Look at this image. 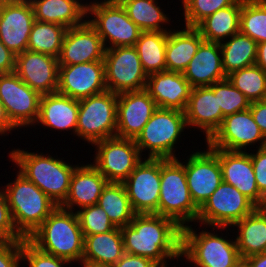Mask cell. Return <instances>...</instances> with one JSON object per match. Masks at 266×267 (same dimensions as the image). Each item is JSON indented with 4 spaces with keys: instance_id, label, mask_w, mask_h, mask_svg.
<instances>
[{
    "instance_id": "cell-35",
    "label": "cell",
    "mask_w": 266,
    "mask_h": 267,
    "mask_svg": "<svg viewBox=\"0 0 266 267\" xmlns=\"http://www.w3.org/2000/svg\"><path fill=\"white\" fill-rule=\"evenodd\" d=\"M168 32H141L134 47L147 75L166 71L165 51Z\"/></svg>"
},
{
    "instance_id": "cell-47",
    "label": "cell",
    "mask_w": 266,
    "mask_h": 267,
    "mask_svg": "<svg viewBox=\"0 0 266 267\" xmlns=\"http://www.w3.org/2000/svg\"><path fill=\"white\" fill-rule=\"evenodd\" d=\"M114 267H160L153 260L139 255L124 253Z\"/></svg>"
},
{
    "instance_id": "cell-45",
    "label": "cell",
    "mask_w": 266,
    "mask_h": 267,
    "mask_svg": "<svg viewBox=\"0 0 266 267\" xmlns=\"http://www.w3.org/2000/svg\"><path fill=\"white\" fill-rule=\"evenodd\" d=\"M22 240L0 241V267H20Z\"/></svg>"
},
{
    "instance_id": "cell-23",
    "label": "cell",
    "mask_w": 266,
    "mask_h": 267,
    "mask_svg": "<svg viewBox=\"0 0 266 267\" xmlns=\"http://www.w3.org/2000/svg\"><path fill=\"white\" fill-rule=\"evenodd\" d=\"M192 88L183 73L163 71L148 75L145 89L157 107L184 112Z\"/></svg>"
},
{
    "instance_id": "cell-13",
    "label": "cell",
    "mask_w": 266,
    "mask_h": 267,
    "mask_svg": "<svg viewBox=\"0 0 266 267\" xmlns=\"http://www.w3.org/2000/svg\"><path fill=\"white\" fill-rule=\"evenodd\" d=\"M41 96L15 72L0 74V100L10 122L18 130L34 126L39 116Z\"/></svg>"
},
{
    "instance_id": "cell-22",
    "label": "cell",
    "mask_w": 266,
    "mask_h": 267,
    "mask_svg": "<svg viewBox=\"0 0 266 267\" xmlns=\"http://www.w3.org/2000/svg\"><path fill=\"white\" fill-rule=\"evenodd\" d=\"M188 129L198 128L206 142L220 127L223 121L217 96L209 86L193 87L184 111ZM205 133V134H204Z\"/></svg>"
},
{
    "instance_id": "cell-56",
    "label": "cell",
    "mask_w": 266,
    "mask_h": 267,
    "mask_svg": "<svg viewBox=\"0 0 266 267\" xmlns=\"http://www.w3.org/2000/svg\"><path fill=\"white\" fill-rule=\"evenodd\" d=\"M91 267H114V265H102V264H98V265H91Z\"/></svg>"
},
{
    "instance_id": "cell-27",
    "label": "cell",
    "mask_w": 266,
    "mask_h": 267,
    "mask_svg": "<svg viewBox=\"0 0 266 267\" xmlns=\"http://www.w3.org/2000/svg\"><path fill=\"white\" fill-rule=\"evenodd\" d=\"M183 75L192 87L211 86L227 79L222 67L220 43L203 41Z\"/></svg>"
},
{
    "instance_id": "cell-29",
    "label": "cell",
    "mask_w": 266,
    "mask_h": 267,
    "mask_svg": "<svg viewBox=\"0 0 266 267\" xmlns=\"http://www.w3.org/2000/svg\"><path fill=\"white\" fill-rule=\"evenodd\" d=\"M34 10L35 20L54 23L71 28L86 21L85 0H29Z\"/></svg>"
},
{
    "instance_id": "cell-3",
    "label": "cell",
    "mask_w": 266,
    "mask_h": 267,
    "mask_svg": "<svg viewBox=\"0 0 266 267\" xmlns=\"http://www.w3.org/2000/svg\"><path fill=\"white\" fill-rule=\"evenodd\" d=\"M27 239L41 251L72 265L82 262L84 236L74 211L58 206Z\"/></svg>"
},
{
    "instance_id": "cell-38",
    "label": "cell",
    "mask_w": 266,
    "mask_h": 267,
    "mask_svg": "<svg viewBox=\"0 0 266 267\" xmlns=\"http://www.w3.org/2000/svg\"><path fill=\"white\" fill-rule=\"evenodd\" d=\"M227 79L250 102L266 99V72L256 64L230 73Z\"/></svg>"
},
{
    "instance_id": "cell-31",
    "label": "cell",
    "mask_w": 266,
    "mask_h": 267,
    "mask_svg": "<svg viewBox=\"0 0 266 267\" xmlns=\"http://www.w3.org/2000/svg\"><path fill=\"white\" fill-rule=\"evenodd\" d=\"M231 228H237L234 239L241 258L246 259L266 251V216L257 209L234 223Z\"/></svg>"
},
{
    "instance_id": "cell-5",
    "label": "cell",
    "mask_w": 266,
    "mask_h": 267,
    "mask_svg": "<svg viewBox=\"0 0 266 267\" xmlns=\"http://www.w3.org/2000/svg\"><path fill=\"white\" fill-rule=\"evenodd\" d=\"M17 232L27 239L58 207L44 192L17 171L14 181L2 186Z\"/></svg>"
},
{
    "instance_id": "cell-7",
    "label": "cell",
    "mask_w": 266,
    "mask_h": 267,
    "mask_svg": "<svg viewBox=\"0 0 266 267\" xmlns=\"http://www.w3.org/2000/svg\"><path fill=\"white\" fill-rule=\"evenodd\" d=\"M187 128L183 111L158 107L135 143L145 158L147 150V158L177 159V142L182 140L181 135Z\"/></svg>"
},
{
    "instance_id": "cell-18",
    "label": "cell",
    "mask_w": 266,
    "mask_h": 267,
    "mask_svg": "<svg viewBox=\"0 0 266 267\" xmlns=\"http://www.w3.org/2000/svg\"><path fill=\"white\" fill-rule=\"evenodd\" d=\"M105 91L104 61L59 65L57 93L80 100Z\"/></svg>"
},
{
    "instance_id": "cell-2",
    "label": "cell",
    "mask_w": 266,
    "mask_h": 267,
    "mask_svg": "<svg viewBox=\"0 0 266 267\" xmlns=\"http://www.w3.org/2000/svg\"><path fill=\"white\" fill-rule=\"evenodd\" d=\"M14 163L28 180L34 183L52 201L60 206L66 199L72 174L79 165L70 164L65 158L52 157L49 153L29 152L22 148H12L8 153Z\"/></svg>"
},
{
    "instance_id": "cell-55",
    "label": "cell",
    "mask_w": 266,
    "mask_h": 267,
    "mask_svg": "<svg viewBox=\"0 0 266 267\" xmlns=\"http://www.w3.org/2000/svg\"><path fill=\"white\" fill-rule=\"evenodd\" d=\"M233 267H249L246 259L241 258Z\"/></svg>"
},
{
    "instance_id": "cell-25",
    "label": "cell",
    "mask_w": 266,
    "mask_h": 267,
    "mask_svg": "<svg viewBox=\"0 0 266 267\" xmlns=\"http://www.w3.org/2000/svg\"><path fill=\"white\" fill-rule=\"evenodd\" d=\"M219 163L222 169L223 181L236 187L257 205L262 195L257 188L249 151L242 152L219 149Z\"/></svg>"
},
{
    "instance_id": "cell-30",
    "label": "cell",
    "mask_w": 266,
    "mask_h": 267,
    "mask_svg": "<svg viewBox=\"0 0 266 267\" xmlns=\"http://www.w3.org/2000/svg\"><path fill=\"white\" fill-rule=\"evenodd\" d=\"M84 236L83 264L114 265L124 255L123 237L120 227L107 233Z\"/></svg>"
},
{
    "instance_id": "cell-8",
    "label": "cell",
    "mask_w": 266,
    "mask_h": 267,
    "mask_svg": "<svg viewBox=\"0 0 266 267\" xmlns=\"http://www.w3.org/2000/svg\"><path fill=\"white\" fill-rule=\"evenodd\" d=\"M118 94L111 91L79 100L76 137L93 144L116 136Z\"/></svg>"
},
{
    "instance_id": "cell-40",
    "label": "cell",
    "mask_w": 266,
    "mask_h": 267,
    "mask_svg": "<svg viewBox=\"0 0 266 267\" xmlns=\"http://www.w3.org/2000/svg\"><path fill=\"white\" fill-rule=\"evenodd\" d=\"M209 87L217 96L218 108H221L223 117L250 108V100L228 79L216 82Z\"/></svg>"
},
{
    "instance_id": "cell-32",
    "label": "cell",
    "mask_w": 266,
    "mask_h": 267,
    "mask_svg": "<svg viewBox=\"0 0 266 267\" xmlns=\"http://www.w3.org/2000/svg\"><path fill=\"white\" fill-rule=\"evenodd\" d=\"M242 0L220 9L202 20L195 28L204 41L221 43L240 32Z\"/></svg>"
},
{
    "instance_id": "cell-41",
    "label": "cell",
    "mask_w": 266,
    "mask_h": 267,
    "mask_svg": "<svg viewBox=\"0 0 266 267\" xmlns=\"http://www.w3.org/2000/svg\"><path fill=\"white\" fill-rule=\"evenodd\" d=\"M237 0H185L182 3L184 24L187 27H196L206 17L216 11L233 5Z\"/></svg>"
},
{
    "instance_id": "cell-9",
    "label": "cell",
    "mask_w": 266,
    "mask_h": 267,
    "mask_svg": "<svg viewBox=\"0 0 266 267\" xmlns=\"http://www.w3.org/2000/svg\"><path fill=\"white\" fill-rule=\"evenodd\" d=\"M91 146L96 150L91 164L108 183H123L144 157L133 139L115 136Z\"/></svg>"
},
{
    "instance_id": "cell-11",
    "label": "cell",
    "mask_w": 266,
    "mask_h": 267,
    "mask_svg": "<svg viewBox=\"0 0 266 267\" xmlns=\"http://www.w3.org/2000/svg\"><path fill=\"white\" fill-rule=\"evenodd\" d=\"M86 20L100 35L106 49L134 46L142 32L122 6L87 4Z\"/></svg>"
},
{
    "instance_id": "cell-17",
    "label": "cell",
    "mask_w": 266,
    "mask_h": 267,
    "mask_svg": "<svg viewBox=\"0 0 266 267\" xmlns=\"http://www.w3.org/2000/svg\"><path fill=\"white\" fill-rule=\"evenodd\" d=\"M35 21L29 0L0 2V41L16 56L27 50Z\"/></svg>"
},
{
    "instance_id": "cell-52",
    "label": "cell",
    "mask_w": 266,
    "mask_h": 267,
    "mask_svg": "<svg viewBox=\"0 0 266 267\" xmlns=\"http://www.w3.org/2000/svg\"><path fill=\"white\" fill-rule=\"evenodd\" d=\"M249 267H266V251L246 258Z\"/></svg>"
},
{
    "instance_id": "cell-51",
    "label": "cell",
    "mask_w": 266,
    "mask_h": 267,
    "mask_svg": "<svg viewBox=\"0 0 266 267\" xmlns=\"http://www.w3.org/2000/svg\"><path fill=\"white\" fill-rule=\"evenodd\" d=\"M255 64L266 72V42L257 44V58Z\"/></svg>"
},
{
    "instance_id": "cell-37",
    "label": "cell",
    "mask_w": 266,
    "mask_h": 267,
    "mask_svg": "<svg viewBox=\"0 0 266 267\" xmlns=\"http://www.w3.org/2000/svg\"><path fill=\"white\" fill-rule=\"evenodd\" d=\"M66 31L62 25L35 20L27 50L58 58Z\"/></svg>"
},
{
    "instance_id": "cell-19",
    "label": "cell",
    "mask_w": 266,
    "mask_h": 267,
    "mask_svg": "<svg viewBox=\"0 0 266 267\" xmlns=\"http://www.w3.org/2000/svg\"><path fill=\"white\" fill-rule=\"evenodd\" d=\"M157 108L146 89L118 94L116 136L135 140Z\"/></svg>"
},
{
    "instance_id": "cell-46",
    "label": "cell",
    "mask_w": 266,
    "mask_h": 267,
    "mask_svg": "<svg viewBox=\"0 0 266 267\" xmlns=\"http://www.w3.org/2000/svg\"><path fill=\"white\" fill-rule=\"evenodd\" d=\"M250 153L257 188L261 195L266 193V146L259 149H251ZM255 152V153H254Z\"/></svg>"
},
{
    "instance_id": "cell-34",
    "label": "cell",
    "mask_w": 266,
    "mask_h": 267,
    "mask_svg": "<svg viewBox=\"0 0 266 267\" xmlns=\"http://www.w3.org/2000/svg\"><path fill=\"white\" fill-rule=\"evenodd\" d=\"M158 0H131L122 7L128 17L139 27L142 32L162 31L169 32L172 27L171 17L159 5ZM164 25V26H163ZM168 25L167 27H165Z\"/></svg>"
},
{
    "instance_id": "cell-49",
    "label": "cell",
    "mask_w": 266,
    "mask_h": 267,
    "mask_svg": "<svg viewBox=\"0 0 266 267\" xmlns=\"http://www.w3.org/2000/svg\"><path fill=\"white\" fill-rule=\"evenodd\" d=\"M16 55L0 41V74L15 71Z\"/></svg>"
},
{
    "instance_id": "cell-42",
    "label": "cell",
    "mask_w": 266,
    "mask_h": 267,
    "mask_svg": "<svg viewBox=\"0 0 266 267\" xmlns=\"http://www.w3.org/2000/svg\"><path fill=\"white\" fill-rule=\"evenodd\" d=\"M76 214L83 235L107 233L116 228L98 204L84 207L76 211Z\"/></svg>"
},
{
    "instance_id": "cell-33",
    "label": "cell",
    "mask_w": 266,
    "mask_h": 267,
    "mask_svg": "<svg viewBox=\"0 0 266 267\" xmlns=\"http://www.w3.org/2000/svg\"><path fill=\"white\" fill-rule=\"evenodd\" d=\"M220 48L222 67L226 76L256 62L257 42L241 32L221 42Z\"/></svg>"
},
{
    "instance_id": "cell-28",
    "label": "cell",
    "mask_w": 266,
    "mask_h": 267,
    "mask_svg": "<svg viewBox=\"0 0 266 267\" xmlns=\"http://www.w3.org/2000/svg\"><path fill=\"white\" fill-rule=\"evenodd\" d=\"M175 27L179 28V25L168 32L165 51L166 71L183 73L204 39L195 27L183 28L182 25L181 30Z\"/></svg>"
},
{
    "instance_id": "cell-21",
    "label": "cell",
    "mask_w": 266,
    "mask_h": 267,
    "mask_svg": "<svg viewBox=\"0 0 266 267\" xmlns=\"http://www.w3.org/2000/svg\"><path fill=\"white\" fill-rule=\"evenodd\" d=\"M105 46L97 31L86 20L68 28L58 57L59 65L104 61Z\"/></svg>"
},
{
    "instance_id": "cell-43",
    "label": "cell",
    "mask_w": 266,
    "mask_h": 267,
    "mask_svg": "<svg viewBox=\"0 0 266 267\" xmlns=\"http://www.w3.org/2000/svg\"><path fill=\"white\" fill-rule=\"evenodd\" d=\"M29 267H72V262L58 258L35 247L28 239L22 240L21 264Z\"/></svg>"
},
{
    "instance_id": "cell-50",
    "label": "cell",
    "mask_w": 266,
    "mask_h": 267,
    "mask_svg": "<svg viewBox=\"0 0 266 267\" xmlns=\"http://www.w3.org/2000/svg\"><path fill=\"white\" fill-rule=\"evenodd\" d=\"M17 130L18 129L10 122L4 105L0 100V136L1 138L4 136H9V133L12 134V131Z\"/></svg>"
},
{
    "instance_id": "cell-4",
    "label": "cell",
    "mask_w": 266,
    "mask_h": 267,
    "mask_svg": "<svg viewBox=\"0 0 266 267\" xmlns=\"http://www.w3.org/2000/svg\"><path fill=\"white\" fill-rule=\"evenodd\" d=\"M195 227L196 225L193 228L192 224L182 227L181 262L186 258L185 264L189 262L192 266L194 264V267H233L241 259L235 239L223 237L224 233H220L223 230L231 232L232 228L214 226L202 228L203 226L199 224L198 229L201 227L202 231L197 232ZM208 228L211 231H208Z\"/></svg>"
},
{
    "instance_id": "cell-12",
    "label": "cell",
    "mask_w": 266,
    "mask_h": 267,
    "mask_svg": "<svg viewBox=\"0 0 266 267\" xmlns=\"http://www.w3.org/2000/svg\"><path fill=\"white\" fill-rule=\"evenodd\" d=\"M104 64L108 91L120 94L146 88L148 75L134 46L106 49Z\"/></svg>"
},
{
    "instance_id": "cell-36",
    "label": "cell",
    "mask_w": 266,
    "mask_h": 267,
    "mask_svg": "<svg viewBox=\"0 0 266 267\" xmlns=\"http://www.w3.org/2000/svg\"><path fill=\"white\" fill-rule=\"evenodd\" d=\"M98 205L116 227L129 225L135 215L123 183H107L101 192Z\"/></svg>"
},
{
    "instance_id": "cell-53",
    "label": "cell",
    "mask_w": 266,
    "mask_h": 267,
    "mask_svg": "<svg viewBox=\"0 0 266 267\" xmlns=\"http://www.w3.org/2000/svg\"><path fill=\"white\" fill-rule=\"evenodd\" d=\"M131 0H91L90 2H86L87 4H101V5H109V6H123L125 3Z\"/></svg>"
},
{
    "instance_id": "cell-24",
    "label": "cell",
    "mask_w": 266,
    "mask_h": 267,
    "mask_svg": "<svg viewBox=\"0 0 266 267\" xmlns=\"http://www.w3.org/2000/svg\"><path fill=\"white\" fill-rule=\"evenodd\" d=\"M79 164L72 174L68 195L60 205V207L74 212L98 204L101 192L108 183L91 162L88 164L80 162Z\"/></svg>"
},
{
    "instance_id": "cell-10",
    "label": "cell",
    "mask_w": 266,
    "mask_h": 267,
    "mask_svg": "<svg viewBox=\"0 0 266 267\" xmlns=\"http://www.w3.org/2000/svg\"><path fill=\"white\" fill-rule=\"evenodd\" d=\"M255 209L248 197L223 181L199 209L196 222L208 227H231Z\"/></svg>"
},
{
    "instance_id": "cell-15",
    "label": "cell",
    "mask_w": 266,
    "mask_h": 267,
    "mask_svg": "<svg viewBox=\"0 0 266 267\" xmlns=\"http://www.w3.org/2000/svg\"><path fill=\"white\" fill-rule=\"evenodd\" d=\"M205 146L207 147L203 149L204 151L201 149L191 151L185 162L182 161L190 195L199 209L223 182L219 149Z\"/></svg>"
},
{
    "instance_id": "cell-14",
    "label": "cell",
    "mask_w": 266,
    "mask_h": 267,
    "mask_svg": "<svg viewBox=\"0 0 266 267\" xmlns=\"http://www.w3.org/2000/svg\"><path fill=\"white\" fill-rule=\"evenodd\" d=\"M205 144L213 149L247 152L256 144L257 149L265 147L266 138L248 108L224 117L220 127Z\"/></svg>"
},
{
    "instance_id": "cell-57",
    "label": "cell",
    "mask_w": 266,
    "mask_h": 267,
    "mask_svg": "<svg viewBox=\"0 0 266 267\" xmlns=\"http://www.w3.org/2000/svg\"><path fill=\"white\" fill-rule=\"evenodd\" d=\"M79 265L82 266V267H91V265H86V264H83V263H80Z\"/></svg>"
},
{
    "instance_id": "cell-26",
    "label": "cell",
    "mask_w": 266,
    "mask_h": 267,
    "mask_svg": "<svg viewBox=\"0 0 266 267\" xmlns=\"http://www.w3.org/2000/svg\"><path fill=\"white\" fill-rule=\"evenodd\" d=\"M79 100L59 93L44 94L40 99L39 116L34 128L71 131L76 136Z\"/></svg>"
},
{
    "instance_id": "cell-48",
    "label": "cell",
    "mask_w": 266,
    "mask_h": 267,
    "mask_svg": "<svg viewBox=\"0 0 266 267\" xmlns=\"http://www.w3.org/2000/svg\"><path fill=\"white\" fill-rule=\"evenodd\" d=\"M249 109L254 121L258 124L262 134L266 138V99L251 102Z\"/></svg>"
},
{
    "instance_id": "cell-6",
    "label": "cell",
    "mask_w": 266,
    "mask_h": 267,
    "mask_svg": "<svg viewBox=\"0 0 266 267\" xmlns=\"http://www.w3.org/2000/svg\"><path fill=\"white\" fill-rule=\"evenodd\" d=\"M157 214L173 219L181 228L196 223L199 208L187 184L185 166L177 159L160 158V197Z\"/></svg>"
},
{
    "instance_id": "cell-39",
    "label": "cell",
    "mask_w": 266,
    "mask_h": 267,
    "mask_svg": "<svg viewBox=\"0 0 266 267\" xmlns=\"http://www.w3.org/2000/svg\"><path fill=\"white\" fill-rule=\"evenodd\" d=\"M240 32L257 44L266 42V0H242Z\"/></svg>"
},
{
    "instance_id": "cell-16",
    "label": "cell",
    "mask_w": 266,
    "mask_h": 267,
    "mask_svg": "<svg viewBox=\"0 0 266 267\" xmlns=\"http://www.w3.org/2000/svg\"><path fill=\"white\" fill-rule=\"evenodd\" d=\"M135 214H157L160 158H143L123 182Z\"/></svg>"
},
{
    "instance_id": "cell-44",
    "label": "cell",
    "mask_w": 266,
    "mask_h": 267,
    "mask_svg": "<svg viewBox=\"0 0 266 267\" xmlns=\"http://www.w3.org/2000/svg\"><path fill=\"white\" fill-rule=\"evenodd\" d=\"M0 187V241H17L24 238L17 232L7 199L3 189Z\"/></svg>"
},
{
    "instance_id": "cell-54",
    "label": "cell",
    "mask_w": 266,
    "mask_h": 267,
    "mask_svg": "<svg viewBox=\"0 0 266 267\" xmlns=\"http://www.w3.org/2000/svg\"><path fill=\"white\" fill-rule=\"evenodd\" d=\"M256 209L266 216V193L262 195L260 202L256 205Z\"/></svg>"
},
{
    "instance_id": "cell-1",
    "label": "cell",
    "mask_w": 266,
    "mask_h": 267,
    "mask_svg": "<svg viewBox=\"0 0 266 267\" xmlns=\"http://www.w3.org/2000/svg\"><path fill=\"white\" fill-rule=\"evenodd\" d=\"M120 230L125 253L149 258L160 267H169V260L181 261L182 228L173 219L135 214L130 224Z\"/></svg>"
},
{
    "instance_id": "cell-20",
    "label": "cell",
    "mask_w": 266,
    "mask_h": 267,
    "mask_svg": "<svg viewBox=\"0 0 266 267\" xmlns=\"http://www.w3.org/2000/svg\"><path fill=\"white\" fill-rule=\"evenodd\" d=\"M17 76L41 95L56 93L58 89V58L25 50L16 56Z\"/></svg>"
}]
</instances>
